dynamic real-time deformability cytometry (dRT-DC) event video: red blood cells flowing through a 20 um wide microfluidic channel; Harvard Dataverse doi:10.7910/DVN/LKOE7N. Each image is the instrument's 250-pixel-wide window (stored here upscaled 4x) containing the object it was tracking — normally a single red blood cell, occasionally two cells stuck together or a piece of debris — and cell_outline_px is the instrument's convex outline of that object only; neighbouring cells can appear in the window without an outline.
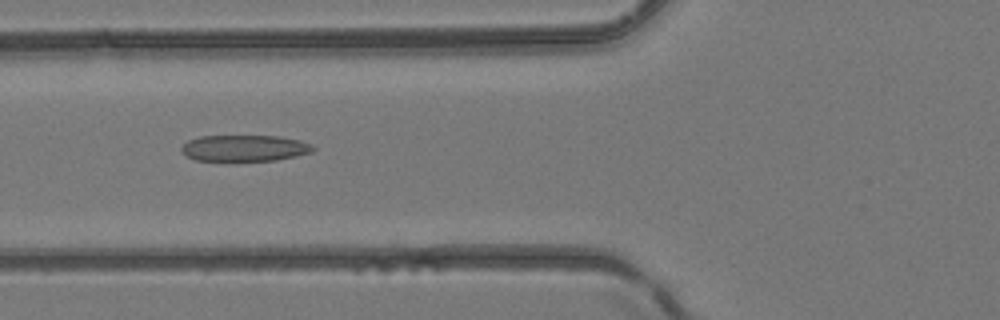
{"species": "common noctule bat (a hibernating species)", "species_latin": "Nyctalus noctula", "temperature_condition": "room temperature", "stored_images_in_passage": 7, "camera_frame_rate_fps": 3000, "um_per_image_px": 0.085, "animal": {"sex": "female", "body_mass_g": 24.6, "forearm_length_mm": 56.2}, "frame": {"image": 1, "passage_image": 6, "time_ms": 5.667, "image_size_px": [1000, 320], "cell_outline_px": [[316, 148], [312, 152], [296, 156], [276, 160], [196, 160], [188, 156], [180, 148], [188, 140], [200, 136], [280, 136], [300, 140], [312, 144]], "centroid_in_image_um": [20.84, 12.58], "position_along_channel_um": 105.0, "area_um2": 20.0}}
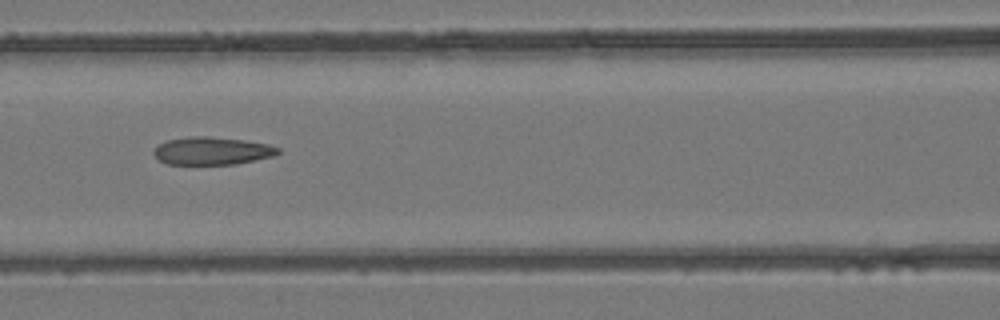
{"frame": {"image": 2, "passage_image": 7, "time_ms": 6.667, "image_size_px": [1000, 320], "cell_outline_px": [[280, 152], [272, 156], [236, 164], [168, 164], [160, 160], [152, 152], [160, 144], [168, 140], [192, 136], [208, 136], [244, 140], [268, 144], [280, 148]], "centroid_in_image_um": [18.04, 12.82], "position_along_channel_um": 148.6, "area_um2": 19.88}}